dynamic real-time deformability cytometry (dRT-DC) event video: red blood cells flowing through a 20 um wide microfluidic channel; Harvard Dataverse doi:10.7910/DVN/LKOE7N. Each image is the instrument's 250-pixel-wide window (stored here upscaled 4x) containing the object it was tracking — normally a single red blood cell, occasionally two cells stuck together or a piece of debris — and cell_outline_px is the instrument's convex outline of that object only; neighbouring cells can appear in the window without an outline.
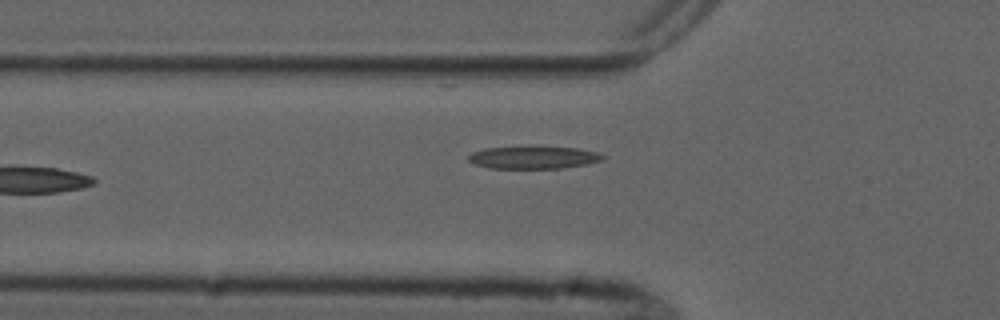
{"species": "common noctule bat (a hibernating species)", "species_latin": "Nyctalus noctula", "temperature_condition": "cold", "stored_images_in_passage": 7, "camera_frame_rate_fps": 3000, "um_per_image_px": 0.085, "animal": {"sex": "male", "forearm_length_mm": 52.5}, "frame": {"image": 1, "passage_image": 6, "time_ms": 5.667, "image_size_px": [1000, 320], "cell_outline_px": [[604, 160], [588, 164], [560, 168], [488, 168], [476, 164], [468, 160], [468, 156], [472, 152], [484, 148], [524, 144], [576, 148], [596, 152], [604, 156]], "centroid_in_image_um": [45.31, 13.34], "position_along_channel_um": 80.5, "area_um2": 18.38}}
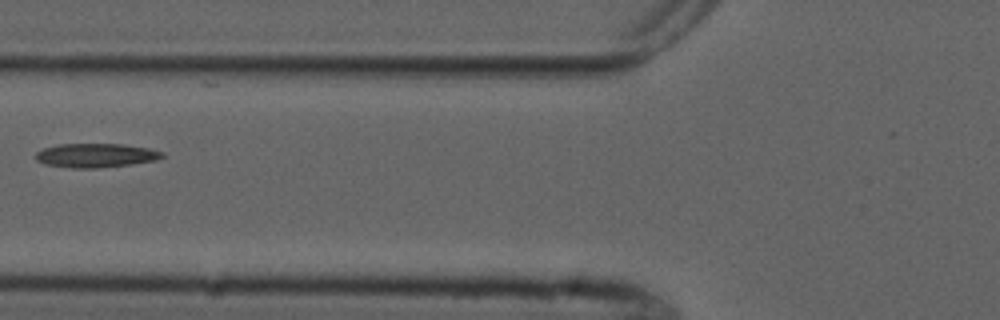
{"frame": {"image": 2, "passage_image": 7, "time_ms": 6.667, "image_size_px": [1000, 320], "cell_outline_px": [[164, 156], [156, 160], [132, 164], [96, 168], [72, 168], [44, 164], [36, 160], [36, 152], [44, 148], [60, 144], [120, 144], [148, 148], [164, 152]], "centroid_in_image_um": [8.14, 13.21], "position_along_channel_um": 117.7, "area_um2": 17.63}}